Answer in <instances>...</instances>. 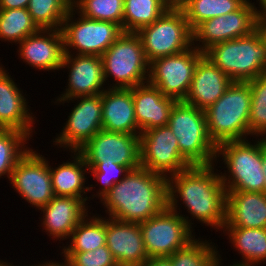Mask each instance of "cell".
Listing matches in <instances>:
<instances>
[{"label": "cell", "instance_id": "obj_14", "mask_svg": "<svg viewBox=\"0 0 266 266\" xmlns=\"http://www.w3.org/2000/svg\"><path fill=\"white\" fill-rule=\"evenodd\" d=\"M258 28L257 6L247 0L238 10L210 18L193 30V46L205 52L211 46L244 37Z\"/></svg>", "mask_w": 266, "mask_h": 266}, {"label": "cell", "instance_id": "obj_40", "mask_svg": "<svg viewBox=\"0 0 266 266\" xmlns=\"http://www.w3.org/2000/svg\"><path fill=\"white\" fill-rule=\"evenodd\" d=\"M143 266H172L167 257L150 258Z\"/></svg>", "mask_w": 266, "mask_h": 266}, {"label": "cell", "instance_id": "obj_35", "mask_svg": "<svg viewBox=\"0 0 266 266\" xmlns=\"http://www.w3.org/2000/svg\"><path fill=\"white\" fill-rule=\"evenodd\" d=\"M251 89L249 136L266 137V74L248 81Z\"/></svg>", "mask_w": 266, "mask_h": 266}, {"label": "cell", "instance_id": "obj_1", "mask_svg": "<svg viewBox=\"0 0 266 266\" xmlns=\"http://www.w3.org/2000/svg\"><path fill=\"white\" fill-rule=\"evenodd\" d=\"M216 167L222 168L216 163L192 165L167 178V207L180 214L193 231L197 226L194 225L195 219L201 226L213 228L216 232L219 230V234L226 223L227 192L221 170ZM182 206L190 217L181 214Z\"/></svg>", "mask_w": 266, "mask_h": 266}, {"label": "cell", "instance_id": "obj_17", "mask_svg": "<svg viewBox=\"0 0 266 266\" xmlns=\"http://www.w3.org/2000/svg\"><path fill=\"white\" fill-rule=\"evenodd\" d=\"M60 70H64V73L65 70L68 71V79H66L68 81L65 91L61 92L54 100L99 95L107 89L101 56L64 54Z\"/></svg>", "mask_w": 266, "mask_h": 266}, {"label": "cell", "instance_id": "obj_31", "mask_svg": "<svg viewBox=\"0 0 266 266\" xmlns=\"http://www.w3.org/2000/svg\"><path fill=\"white\" fill-rule=\"evenodd\" d=\"M40 29L32 20L27 8L0 9V41L18 45L27 36Z\"/></svg>", "mask_w": 266, "mask_h": 266}, {"label": "cell", "instance_id": "obj_44", "mask_svg": "<svg viewBox=\"0 0 266 266\" xmlns=\"http://www.w3.org/2000/svg\"><path fill=\"white\" fill-rule=\"evenodd\" d=\"M256 5L257 14H266V0H256Z\"/></svg>", "mask_w": 266, "mask_h": 266}, {"label": "cell", "instance_id": "obj_8", "mask_svg": "<svg viewBox=\"0 0 266 266\" xmlns=\"http://www.w3.org/2000/svg\"><path fill=\"white\" fill-rule=\"evenodd\" d=\"M148 62L181 53L193 46V30L182 9H167L137 32Z\"/></svg>", "mask_w": 266, "mask_h": 266}, {"label": "cell", "instance_id": "obj_30", "mask_svg": "<svg viewBox=\"0 0 266 266\" xmlns=\"http://www.w3.org/2000/svg\"><path fill=\"white\" fill-rule=\"evenodd\" d=\"M197 236L185 247L167 257L172 266H214L219 260L218 245ZM211 241V242H210Z\"/></svg>", "mask_w": 266, "mask_h": 266}, {"label": "cell", "instance_id": "obj_25", "mask_svg": "<svg viewBox=\"0 0 266 266\" xmlns=\"http://www.w3.org/2000/svg\"><path fill=\"white\" fill-rule=\"evenodd\" d=\"M223 228H266V193L226 191Z\"/></svg>", "mask_w": 266, "mask_h": 266}, {"label": "cell", "instance_id": "obj_19", "mask_svg": "<svg viewBox=\"0 0 266 266\" xmlns=\"http://www.w3.org/2000/svg\"><path fill=\"white\" fill-rule=\"evenodd\" d=\"M90 205L76 197L54 196L38 212L42 214L39 221L42 232L52 238L53 242L62 243L69 240L78 223L90 212ZM41 211V212H40ZM45 230V231H44Z\"/></svg>", "mask_w": 266, "mask_h": 266}, {"label": "cell", "instance_id": "obj_29", "mask_svg": "<svg viewBox=\"0 0 266 266\" xmlns=\"http://www.w3.org/2000/svg\"><path fill=\"white\" fill-rule=\"evenodd\" d=\"M167 9L161 0H124L123 32L137 33L152 24Z\"/></svg>", "mask_w": 266, "mask_h": 266}, {"label": "cell", "instance_id": "obj_22", "mask_svg": "<svg viewBox=\"0 0 266 266\" xmlns=\"http://www.w3.org/2000/svg\"><path fill=\"white\" fill-rule=\"evenodd\" d=\"M232 82L221 69L203 55L195 67L192 82L183 102L204 111L225 93Z\"/></svg>", "mask_w": 266, "mask_h": 266}, {"label": "cell", "instance_id": "obj_13", "mask_svg": "<svg viewBox=\"0 0 266 266\" xmlns=\"http://www.w3.org/2000/svg\"><path fill=\"white\" fill-rule=\"evenodd\" d=\"M204 55L195 46L150 62L148 83L165 96L183 101L188 93L198 60Z\"/></svg>", "mask_w": 266, "mask_h": 266}, {"label": "cell", "instance_id": "obj_18", "mask_svg": "<svg viewBox=\"0 0 266 266\" xmlns=\"http://www.w3.org/2000/svg\"><path fill=\"white\" fill-rule=\"evenodd\" d=\"M9 73L6 67L0 71V129L19 130L34 140V125L39 120L28 105L30 102L25 97L26 92H23Z\"/></svg>", "mask_w": 266, "mask_h": 266}, {"label": "cell", "instance_id": "obj_24", "mask_svg": "<svg viewBox=\"0 0 266 266\" xmlns=\"http://www.w3.org/2000/svg\"><path fill=\"white\" fill-rule=\"evenodd\" d=\"M68 153L71 154V159L63 161L57 167L51 166L49 161L54 196L80 198L88 205L89 196L86 194L94 191L98 184L95 185L93 182L91 185L90 182L88 184L89 169L83 156L78 151H69Z\"/></svg>", "mask_w": 266, "mask_h": 266}, {"label": "cell", "instance_id": "obj_39", "mask_svg": "<svg viewBox=\"0 0 266 266\" xmlns=\"http://www.w3.org/2000/svg\"><path fill=\"white\" fill-rule=\"evenodd\" d=\"M60 255H61V257H63L62 260H58V261H56V260L54 261V259L53 260L50 259V261L49 260H47V261L43 260V262L41 261L40 263L38 262L37 264L35 263V264L31 265V263H30L29 266H71V263L68 260V258L65 255H63L62 253Z\"/></svg>", "mask_w": 266, "mask_h": 266}, {"label": "cell", "instance_id": "obj_20", "mask_svg": "<svg viewBox=\"0 0 266 266\" xmlns=\"http://www.w3.org/2000/svg\"><path fill=\"white\" fill-rule=\"evenodd\" d=\"M18 44V59L32 69L38 72L60 71L65 54L60 29H40Z\"/></svg>", "mask_w": 266, "mask_h": 266}, {"label": "cell", "instance_id": "obj_32", "mask_svg": "<svg viewBox=\"0 0 266 266\" xmlns=\"http://www.w3.org/2000/svg\"><path fill=\"white\" fill-rule=\"evenodd\" d=\"M247 0H188L181 8L189 26L194 30L210 18L238 10Z\"/></svg>", "mask_w": 266, "mask_h": 266}, {"label": "cell", "instance_id": "obj_34", "mask_svg": "<svg viewBox=\"0 0 266 266\" xmlns=\"http://www.w3.org/2000/svg\"><path fill=\"white\" fill-rule=\"evenodd\" d=\"M73 7L87 18L113 22L123 30L124 0H73Z\"/></svg>", "mask_w": 266, "mask_h": 266}, {"label": "cell", "instance_id": "obj_16", "mask_svg": "<svg viewBox=\"0 0 266 266\" xmlns=\"http://www.w3.org/2000/svg\"><path fill=\"white\" fill-rule=\"evenodd\" d=\"M78 152L88 168L98 163L116 162L129 170L140 167V137L135 134L101 130Z\"/></svg>", "mask_w": 266, "mask_h": 266}, {"label": "cell", "instance_id": "obj_36", "mask_svg": "<svg viewBox=\"0 0 266 266\" xmlns=\"http://www.w3.org/2000/svg\"><path fill=\"white\" fill-rule=\"evenodd\" d=\"M90 177L99 182V189L89 195V202L93 199L99 201L105 196L109 189L120 182L130 171L126 166L118 165L116 162L98 163L94 168H88ZM95 193V194H94ZM96 197V198H95Z\"/></svg>", "mask_w": 266, "mask_h": 266}, {"label": "cell", "instance_id": "obj_21", "mask_svg": "<svg viewBox=\"0 0 266 266\" xmlns=\"http://www.w3.org/2000/svg\"><path fill=\"white\" fill-rule=\"evenodd\" d=\"M106 245L119 266H143L149 260L139 223L106 217Z\"/></svg>", "mask_w": 266, "mask_h": 266}, {"label": "cell", "instance_id": "obj_23", "mask_svg": "<svg viewBox=\"0 0 266 266\" xmlns=\"http://www.w3.org/2000/svg\"><path fill=\"white\" fill-rule=\"evenodd\" d=\"M131 92L136 122L141 133L168 125L171 110L177 100L165 96L148 82L131 88Z\"/></svg>", "mask_w": 266, "mask_h": 266}, {"label": "cell", "instance_id": "obj_5", "mask_svg": "<svg viewBox=\"0 0 266 266\" xmlns=\"http://www.w3.org/2000/svg\"><path fill=\"white\" fill-rule=\"evenodd\" d=\"M251 89L248 82H232L205 112L207 132L216 146L226 141L249 139Z\"/></svg>", "mask_w": 266, "mask_h": 266}, {"label": "cell", "instance_id": "obj_28", "mask_svg": "<svg viewBox=\"0 0 266 266\" xmlns=\"http://www.w3.org/2000/svg\"><path fill=\"white\" fill-rule=\"evenodd\" d=\"M65 243L66 245L59 246L61 252H89L106 245V217L90 211Z\"/></svg>", "mask_w": 266, "mask_h": 266}, {"label": "cell", "instance_id": "obj_46", "mask_svg": "<svg viewBox=\"0 0 266 266\" xmlns=\"http://www.w3.org/2000/svg\"><path fill=\"white\" fill-rule=\"evenodd\" d=\"M221 257H222V255L219 253V260L214 264V266H233V265H229V263H228V265H225L223 262L224 260Z\"/></svg>", "mask_w": 266, "mask_h": 266}, {"label": "cell", "instance_id": "obj_43", "mask_svg": "<svg viewBox=\"0 0 266 266\" xmlns=\"http://www.w3.org/2000/svg\"><path fill=\"white\" fill-rule=\"evenodd\" d=\"M262 165L264 173L266 174V139L263 137H262ZM264 192L266 193V178H265Z\"/></svg>", "mask_w": 266, "mask_h": 266}, {"label": "cell", "instance_id": "obj_41", "mask_svg": "<svg viewBox=\"0 0 266 266\" xmlns=\"http://www.w3.org/2000/svg\"><path fill=\"white\" fill-rule=\"evenodd\" d=\"M169 9H181L188 0H161Z\"/></svg>", "mask_w": 266, "mask_h": 266}, {"label": "cell", "instance_id": "obj_12", "mask_svg": "<svg viewBox=\"0 0 266 266\" xmlns=\"http://www.w3.org/2000/svg\"><path fill=\"white\" fill-rule=\"evenodd\" d=\"M29 151L16 163L9 185L25 202L38 211L53 197L49 158L34 150ZM33 148V149H32Z\"/></svg>", "mask_w": 266, "mask_h": 266}, {"label": "cell", "instance_id": "obj_27", "mask_svg": "<svg viewBox=\"0 0 266 266\" xmlns=\"http://www.w3.org/2000/svg\"><path fill=\"white\" fill-rule=\"evenodd\" d=\"M223 232V233H222ZM221 234L237 251L240 261L231 262L233 266H260L266 264V228H223Z\"/></svg>", "mask_w": 266, "mask_h": 266}, {"label": "cell", "instance_id": "obj_3", "mask_svg": "<svg viewBox=\"0 0 266 266\" xmlns=\"http://www.w3.org/2000/svg\"><path fill=\"white\" fill-rule=\"evenodd\" d=\"M218 162L226 169L225 173L220 172L226 191L264 192L262 137L219 144L215 163Z\"/></svg>", "mask_w": 266, "mask_h": 266}, {"label": "cell", "instance_id": "obj_2", "mask_svg": "<svg viewBox=\"0 0 266 266\" xmlns=\"http://www.w3.org/2000/svg\"><path fill=\"white\" fill-rule=\"evenodd\" d=\"M167 179L138 167L112 186L99 201L106 217L141 223L167 206Z\"/></svg>", "mask_w": 266, "mask_h": 266}, {"label": "cell", "instance_id": "obj_9", "mask_svg": "<svg viewBox=\"0 0 266 266\" xmlns=\"http://www.w3.org/2000/svg\"><path fill=\"white\" fill-rule=\"evenodd\" d=\"M60 30L65 54L98 56H102L123 33L118 24L87 18L74 7L67 14Z\"/></svg>", "mask_w": 266, "mask_h": 266}, {"label": "cell", "instance_id": "obj_10", "mask_svg": "<svg viewBox=\"0 0 266 266\" xmlns=\"http://www.w3.org/2000/svg\"><path fill=\"white\" fill-rule=\"evenodd\" d=\"M71 101V102H70ZM76 101V102H75ZM53 102V103H52ZM54 105L76 103L70 109L60 133L53 137V145L62 148L63 152L78 151L93 136L102 130V96L89 95L73 99L51 101ZM65 149V150H64ZM67 150V151H66Z\"/></svg>", "mask_w": 266, "mask_h": 266}, {"label": "cell", "instance_id": "obj_47", "mask_svg": "<svg viewBox=\"0 0 266 266\" xmlns=\"http://www.w3.org/2000/svg\"><path fill=\"white\" fill-rule=\"evenodd\" d=\"M5 66L1 63V60H0V71L4 68Z\"/></svg>", "mask_w": 266, "mask_h": 266}, {"label": "cell", "instance_id": "obj_45", "mask_svg": "<svg viewBox=\"0 0 266 266\" xmlns=\"http://www.w3.org/2000/svg\"><path fill=\"white\" fill-rule=\"evenodd\" d=\"M0 266H20V265H15V264H13V262H8V260L6 261V260H2V259H0ZM21 266H27V265H22V263H21Z\"/></svg>", "mask_w": 266, "mask_h": 266}, {"label": "cell", "instance_id": "obj_33", "mask_svg": "<svg viewBox=\"0 0 266 266\" xmlns=\"http://www.w3.org/2000/svg\"><path fill=\"white\" fill-rule=\"evenodd\" d=\"M73 0H29L27 10L39 29H61Z\"/></svg>", "mask_w": 266, "mask_h": 266}, {"label": "cell", "instance_id": "obj_4", "mask_svg": "<svg viewBox=\"0 0 266 266\" xmlns=\"http://www.w3.org/2000/svg\"><path fill=\"white\" fill-rule=\"evenodd\" d=\"M204 55L233 82H248L266 74V41L259 28L244 37L217 43Z\"/></svg>", "mask_w": 266, "mask_h": 266}, {"label": "cell", "instance_id": "obj_6", "mask_svg": "<svg viewBox=\"0 0 266 266\" xmlns=\"http://www.w3.org/2000/svg\"><path fill=\"white\" fill-rule=\"evenodd\" d=\"M168 126L178 139L180 154L191 165L215 163L217 146L208 135L203 110L183 101H177L171 110Z\"/></svg>", "mask_w": 266, "mask_h": 266}, {"label": "cell", "instance_id": "obj_15", "mask_svg": "<svg viewBox=\"0 0 266 266\" xmlns=\"http://www.w3.org/2000/svg\"><path fill=\"white\" fill-rule=\"evenodd\" d=\"M140 137V165L166 179L192 166L181 154L170 127L146 130Z\"/></svg>", "mask_w": 266, "mask_h": 266}, {"label": "cell", "instance_id": "obj_42", "mask_svg": "<svg viewBox=\"0 0 266 266\" xmlns=\"http://www.w3.org/2000/svg\"><path fill=\"white\" fill-rule=\"evenodd\" d=\"M258 16V28L262 32L266 41V14H257Z\"/></svg>", "mask_w": 266, "mask_h": 266}, {"label": "cell", "instance_id": "obj_37", "mask_svg": "<svg viewBox=\"0 0 266 266\" xmlns=\"http://www.w3.org/2000/svg\"><path fill=\"white\" fill-rule=\"evenodd\" d=\"M65 255L71 266H119L107 245L89 252H60Z\"/></svg>", "mask_w": 266, "mask_h": 266}, {"label": "cell", "instance_id": "obj_26", "mask_svg": "<svg viewBox=\"0 0 266 266\" xmlns=\"http://www.w3.org/2000/svg\"><path fill=\"white\" fill-rule=\"evenodd\" d=\"M102 96V129L140 135L131 88H107Z\"/></svg>", "mask_w": 266, "mask_h": 266}, {"label": "cell", "instance_id": "obj_38", "mask_svg": "<svg viewBox=\"0 0 266 266\" xmlns=\"http://www.w3.org/2000/svg\"><path fill=\"white\" fill-rule=\"evenodd\" d=\"M29 0H0V9L27 8Z\"/></svg>", "mask_w": 266, "mask_h": 266}, {"label": "cell", "instance_id": "obj_7", "mask_svg": "<svg viewBox=\"0 0 266 266\" xmlns=\"http://www.w3.org/2000/svg\"><path fill=\"white\" fill-rule=\"evenodd\" d=\"M101 57L107 88L130 89L148 82L150 63L137 33L123 32Z\"/></svg>", "mask_w": 266, "mask_h": 266}, {"label": "cell", "instance_id": "obj_11", "mask_svg": "<svg viewBox=\"0 0 266 266\" xmlns=\"http://www.w3.org/2000/svg\"><path fill=\"white\" fill-rule=\"evenodd\" d=\"M139 225L149 259L169 257L197 236L180 214L167 206Z\"/></svg>", "mask_w": 266, "mask_h": 266}]
</instances>
